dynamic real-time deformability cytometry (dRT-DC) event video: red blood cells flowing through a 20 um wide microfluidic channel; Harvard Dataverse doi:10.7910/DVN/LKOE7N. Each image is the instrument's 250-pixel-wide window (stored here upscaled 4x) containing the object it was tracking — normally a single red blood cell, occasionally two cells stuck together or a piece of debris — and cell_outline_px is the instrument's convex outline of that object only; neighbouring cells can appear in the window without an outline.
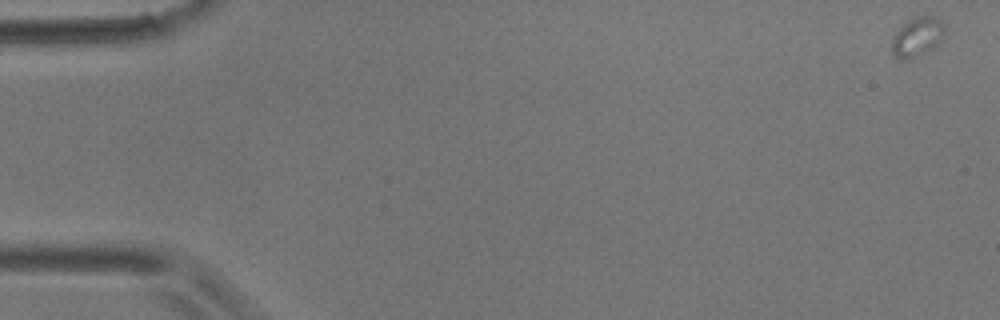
{"species": "common noctule bat (a hibernating species)", "species_latin": "Nyctalus noctula", "temperature_condition": "room temperature", "stored_images_in_passage": 5, "camera_frame_rate_fps": 3000, "um_per_image_px": 0.085, "animal": {"sex": "male", "body_mass_g": 17.9}, "frame": {"image": 1, "passage_image": 1, "time_ms": 0.0, "image_size_px": [1000, 320], "cell_outline_px": [[944, 36], [932, 48], [908, 60], [896, 60], [892, 56], [892, 40], [896, 32], [908, 20], [916, 16], [936, 16], [944, 24]], "centroid_in_image_um": [77.94, 3.15], "position_along_channel_um": 7.1, "area_um2": 12.08}}